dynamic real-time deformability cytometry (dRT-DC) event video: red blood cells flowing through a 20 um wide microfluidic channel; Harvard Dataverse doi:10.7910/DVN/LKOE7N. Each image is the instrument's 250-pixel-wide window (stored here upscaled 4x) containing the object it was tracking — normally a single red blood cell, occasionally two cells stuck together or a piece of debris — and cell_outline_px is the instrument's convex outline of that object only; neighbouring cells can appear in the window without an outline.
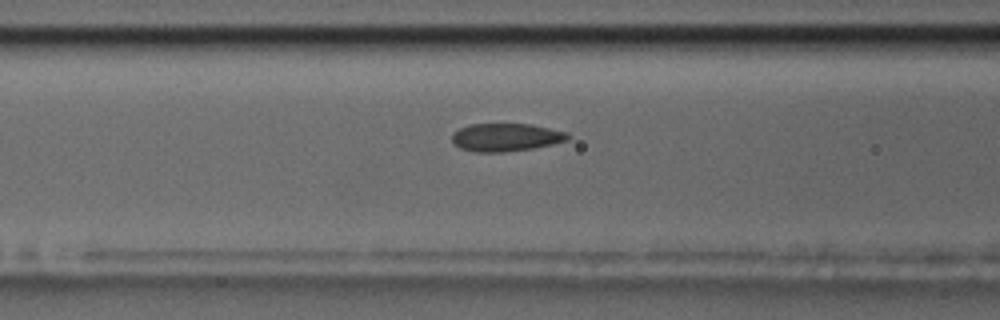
{"species": "common noctule bat (a hibernating species)", "species_latin": "Nyctalus noctula", "temperature_condition": "room temperature", "stored_images_in_passage": 40, "camera_frame_rate_fps": 3000, "um_per_image_px": 0.085, "animal": {"sex": "male", "body_mass_g": 17.5, "forearm_length_mm": 52.3}, "frame": {"image": 1, "passage_image": 12, "time_ms": 3.667, "image_size_px": [1000, 320], "cell_outline_px": [[572, 136], [568, 140], [552, 144], [532, 148], [504, 152], [476, 152], [460, 148], [452, 144], [452, 132], [468, 124], [528, 124], [568, 132]], "centroid_in_image_um": [42.98, 11.67], "position_along_channel_um": 123.6, "area_um2": 18.96}}
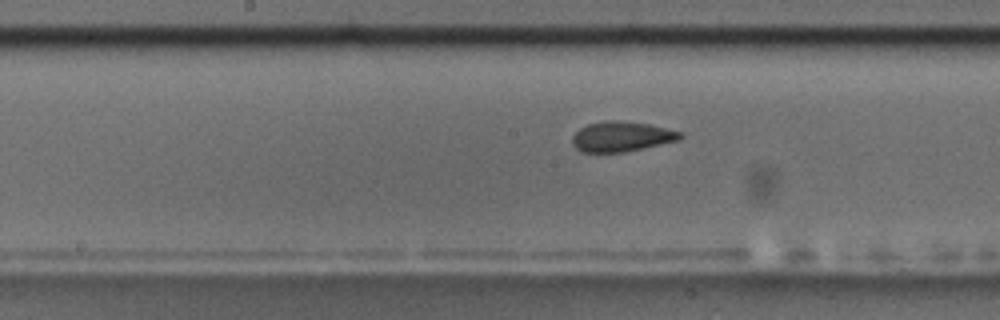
{"frame": {"image": 2, "passage_image": 18, "time_ms": 5.667, "image_size_px": [1000, 320], "cell_outline_px": [[684, 136], [680, 140], [624, 152], [580, 152], [572, 144], [572, 136], [580, 128], [588, 124], [604, 120], [616, 120], [648, 124], [684, 132]], "centroid_in_image_um": [52.84, 11.6], "position_along_channel_um": 195.4, "area_um2": 19.02}}
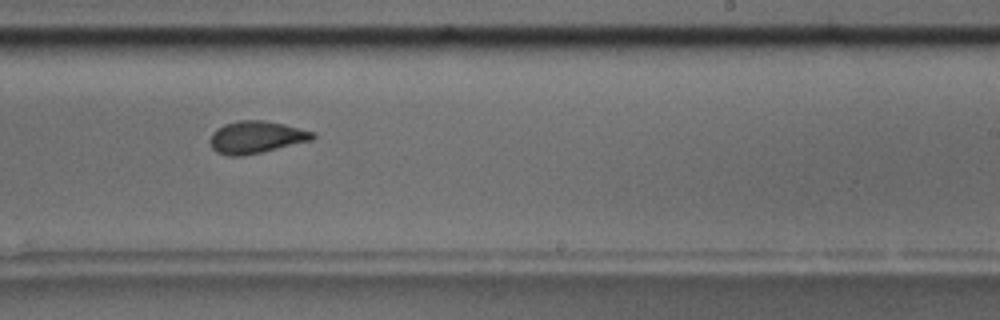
{"frame": {"image": 3, "passage_image": 24, "time_ms": 7.667, "image_size_px": [1000, 320], "cell_outline_px": [[316, 136], [312, 140], [244, 156], [228, 156], [216, 152], [212, 148], [208, 140], [212, 132], [216, 128], [224, 124], [240, 120], [264, 120], [284, 124], [316, 132]], "centroid_in_image_um": [21.75, 11.66], "position_along_channel_um": 267.3, "area_um2": 19.48}, "authors_computed_cell_mechanics": {"area_um2": 19.2185, "velocity_mm_per_s": 3.6, "shape_relaxation_time_tau1_ms": 5.2527, "shape_relaxation_time_tau2_ms": 1.2765, "deformation_change_tau1": 0.1638, "deformation_change_tau2": 0.0792}}